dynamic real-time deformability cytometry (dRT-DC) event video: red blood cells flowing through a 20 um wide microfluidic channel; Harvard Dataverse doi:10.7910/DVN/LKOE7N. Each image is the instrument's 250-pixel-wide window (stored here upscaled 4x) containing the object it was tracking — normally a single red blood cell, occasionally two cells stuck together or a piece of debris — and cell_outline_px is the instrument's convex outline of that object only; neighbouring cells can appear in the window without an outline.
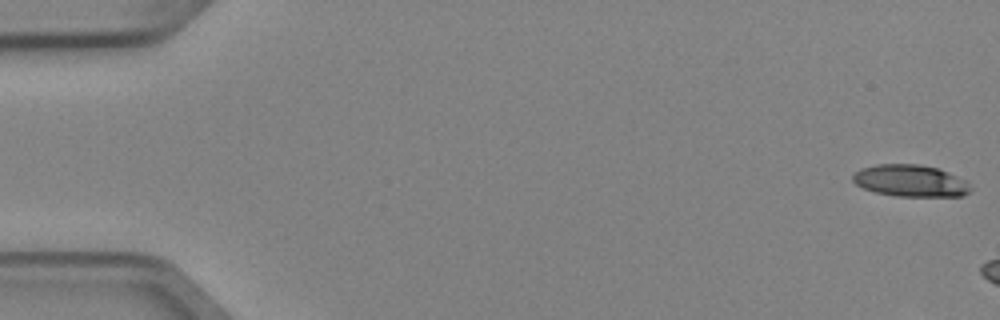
{"species": "Egyptian fruit bat (a non-hibernating species)", "species_latin": "Rousettus aegyptiacus", "temperature_condition": "cold", "stored_images_in_passage": 5, "camera_frame_rate_fps": 3000, "um_per_image_px": 0.085, "animal": {"sex": "female"}, "frame": {"image": 1, "passage_image": 1, "time_ms": 0.0, "image_size_px": [1000, 320], "cell_outline_px": [[972, 188], [964, 196], [896, 196], [876, 192], [864, 188], [856, 184], [852, 180], [852, 176], [860, 168], [876, 164], [920, 164], [936, 168], [948, 172], [964, 180]], "centroid_in_image_um": [77.37, 15.36], "position_along_channel_um": 7.6, "area_um2": 21.73}}